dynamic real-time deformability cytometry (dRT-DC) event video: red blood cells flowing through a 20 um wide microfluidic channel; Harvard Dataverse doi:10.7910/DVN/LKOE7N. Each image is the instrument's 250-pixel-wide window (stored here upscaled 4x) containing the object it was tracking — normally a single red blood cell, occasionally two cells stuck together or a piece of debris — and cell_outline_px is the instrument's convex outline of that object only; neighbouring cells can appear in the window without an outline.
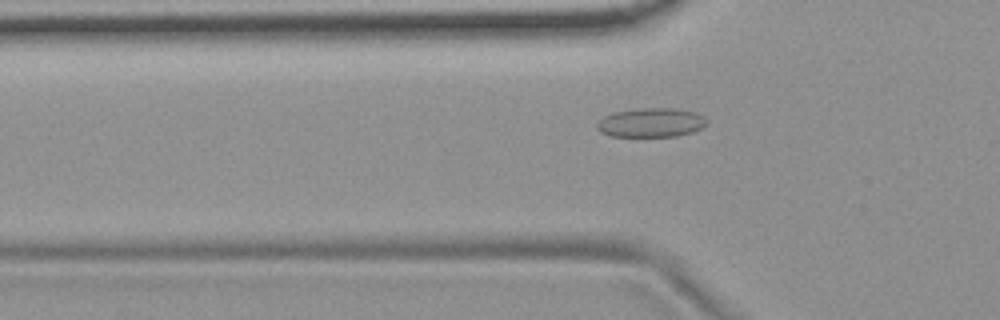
{"species": "common noctule bat (a hibernating species)", "species_latin": "Nyctalus noctula", "temperature_condition": "room temperature", "stored_images_in_passage": 54, "camera_frame_rate_fps": 3000, "um_per_image_px": 0.085, "animal": {"sex": "female", "body_mass_g": 19.9}, "frame": {"image": 1, "passage_image": 18, "time_ms": 5.667, "image_size_px": [1000, 320], "cell_outline_px": [[708, 124], [692, 132], [676, 136], [608, 136], [600, 132], [596, 128], [596, 124], [604, 116], [616, 112], [640, 108], [676, 108], [696, 112], [704, 116], [708, 120]], "centroid_in_image_um": [55.36, 10.42], "position_along_channel_um": 70.4, "area_um2": 18.73}}
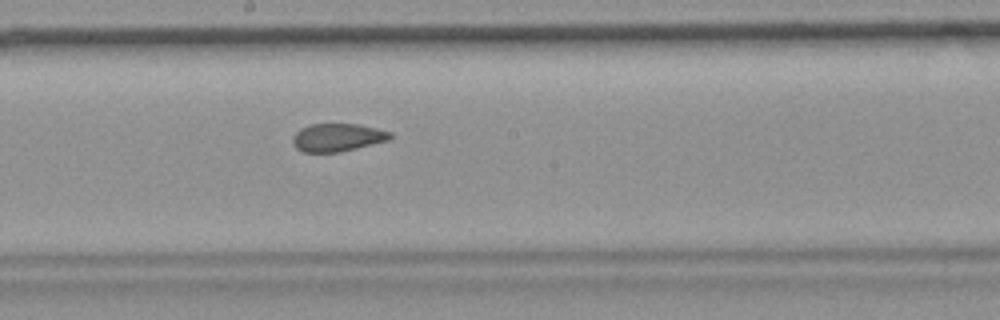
{"frame": {"image": 2, "passage_image": 30, "time_ms": 9.667, "image_size_px": [1000, 320], "cell_outline_px": [[392, 136], [388, 140], [340, 152], [304, 152], [296, 148], [292, 140], [296, 132], [300, 128], [312, 124], [356, 124], [392, 132]], "centroid_in_image_um": [28.67, 11.68], "position_along_channel_um": 219.5, "area_um2": 15.66}}
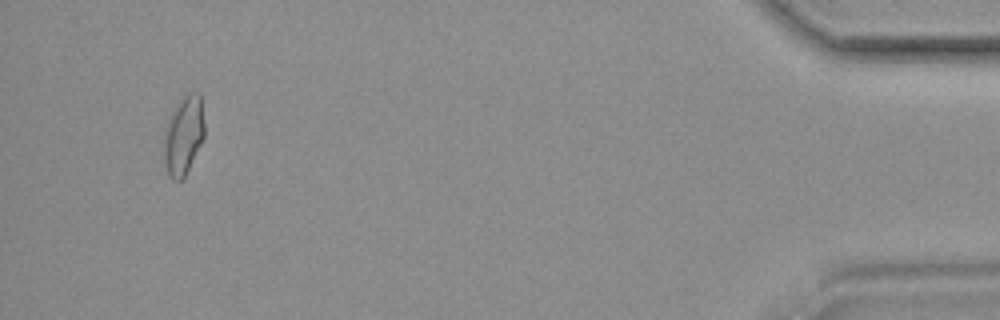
{"frame": {"image": 3, "passage_image": 52, "time_ms": 17.0, "image_size_px": [1000, 320], "cell_outline_px": [[204, 136], [184, 176], [180, 180], [172, 180], [168, 176], [164, 160], [164, 136], [168, 120], [180, 96], [184, 92], [200, 92], [204, 124]], "centroid_in_image_um": [15.59, 11.44], "position_along_channel_um": 419.6, "area_um2": 18.55}, "authors_computed_cell_mechanics": {"area_um2": 17.1955, "velocity_mm_per_s": 3.7272, "shape_relaxation_time_tau1_ms": null, "shape_relaxation_time_tau2_ms": 0.7789, "deformation_change_tau1": null, "deformation_change_tau2": 0.0487}}